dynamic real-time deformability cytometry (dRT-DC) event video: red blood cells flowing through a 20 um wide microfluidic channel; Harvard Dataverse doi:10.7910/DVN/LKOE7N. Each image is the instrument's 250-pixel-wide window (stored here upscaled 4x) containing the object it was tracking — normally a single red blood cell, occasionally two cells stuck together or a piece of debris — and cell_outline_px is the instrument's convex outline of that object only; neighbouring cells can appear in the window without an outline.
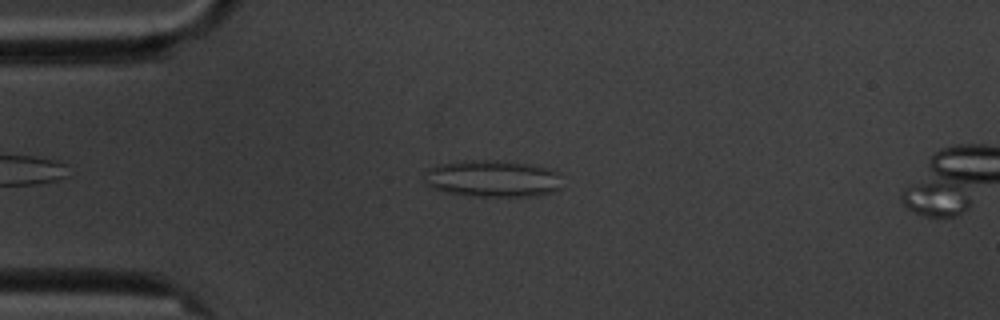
{"species": "common noctule bat (a hibernating species)", "species_latin": "Nyctalus noctula", "temperature_condition": "cold", "stored_images_in_passage": 5, "camera_frame_rate_fps": 3000, "um_per_image_px": 0.085, "animal": {"sex": "male", "body_mass_g": 20.1, "forearm_length_mm": 53.5}, "frame": {"image": 1, "passage_image": 4, "time_ms": 3.667, "image_size_px": [1000, 320], "cell_outline_px": [[560, 188], [556, 192], [532, 196], [472, 196], [444, 192], [432, 188], [424, 184], [424, 168], [436, 164], [472, 160], [504, 160], [528, 164], [548, 168], [560, 172]], "centroid_in_image_um": [41.82, 15.17], "position_along_channel_um": 43.2, "area_um2": 30.23}}